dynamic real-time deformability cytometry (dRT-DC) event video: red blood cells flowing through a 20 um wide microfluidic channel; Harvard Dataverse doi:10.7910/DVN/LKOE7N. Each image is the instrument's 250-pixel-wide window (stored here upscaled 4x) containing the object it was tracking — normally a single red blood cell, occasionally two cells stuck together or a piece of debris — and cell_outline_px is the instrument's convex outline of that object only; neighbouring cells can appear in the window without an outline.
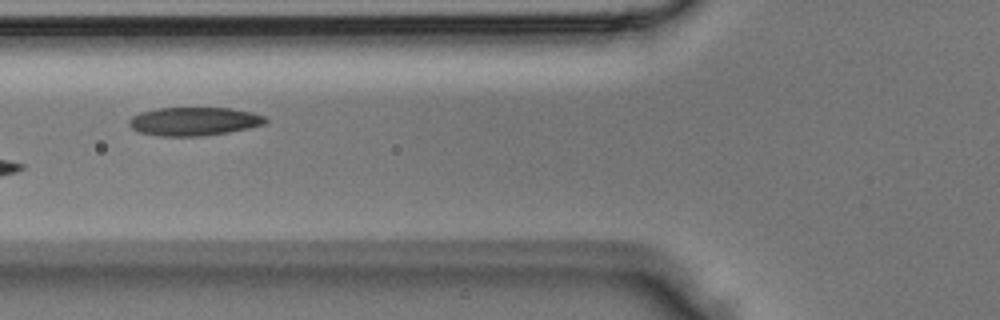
{"species": "Egyptian fruit bat (a non-hibernating species)", "species_latin": "Rousettus aegyptiacus", "temperature_condition": "room temperature", "stored_images_in_passage": 4, "camera_frame_rate_fps": 3000, "um_per_image_px": 0.085, "animal": {"sex": "male"}, "frame": {"image": 1, "passage_image": 3, "time_ms": 0.667, "image_size_px": [1000, 320], "cell_outline_px": [[268, 120], [264, 124], [248, 128], [228, 132], [200, 136], [160, 136], [140, 132], [132, 128], [128, 124], [128, 120], [132, 116], [140, 112], [156, 108], [232, 108], [252, 112], [264, 116]], "centroid_in_image_um": [16.47, 10.31], "position_along_channel_um": 109.3, "area_um2": 22.6}}
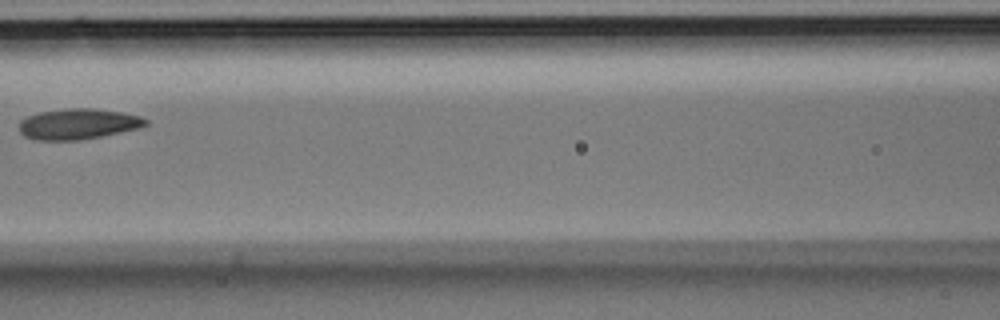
{"frame": {"image": 2, "passage_image": 4, "time_ms": 1.0, "image_size_px": [1000, 320], "cell_outline_px": [[148, 124], [140, 128], [100, 136], [76, 140], [36, 140], [24, 136], [20, 132], [20, 120], [28, 116], [40, 112], [68, 108], [92, 108], [120, 112], [140, 116], [148, 120]], "centroid_in_image_um": [6.64, 10.53], "position_along_channel_um": 160.0, "area_um2": 22.43}}